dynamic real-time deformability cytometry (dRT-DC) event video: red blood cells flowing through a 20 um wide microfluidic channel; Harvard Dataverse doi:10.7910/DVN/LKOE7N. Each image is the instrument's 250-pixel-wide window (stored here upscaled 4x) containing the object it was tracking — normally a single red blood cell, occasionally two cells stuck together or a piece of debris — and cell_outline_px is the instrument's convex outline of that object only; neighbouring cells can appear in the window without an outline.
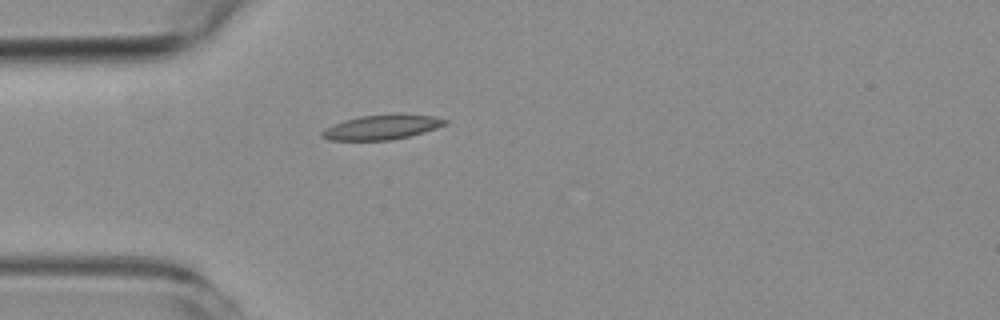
{"species": "common noctule bat (a hibernating species)", "species_latin": "Nyctalus noctula", "temperature_condition": "room temperature", "stored_images_in_passage": 1, "camera_frame_rate_fps": 3000, "um_per_image_px": 0.085, "animal": {"sex": "female", "body_mass_g": 19.3, "forearm_length_mm": 54.1}, "frame": {"image": 1, "passage_image": 1, "time_ms": 0.0, "image_size_px": [1000, 320], "cell_outline_px": [[448, 124], [424, 132], [392, 140], [328, 140], [320, 136], [320, 132], [324, 128], [332, 124], [344, 120], [360, 116], [392, 112], [400, 112], [436, 116], [448, 120]], "centroid_in_image_um": [32.48, 10.77], "position_along_channel_um": 52.5, "area_um2": 18.38}}